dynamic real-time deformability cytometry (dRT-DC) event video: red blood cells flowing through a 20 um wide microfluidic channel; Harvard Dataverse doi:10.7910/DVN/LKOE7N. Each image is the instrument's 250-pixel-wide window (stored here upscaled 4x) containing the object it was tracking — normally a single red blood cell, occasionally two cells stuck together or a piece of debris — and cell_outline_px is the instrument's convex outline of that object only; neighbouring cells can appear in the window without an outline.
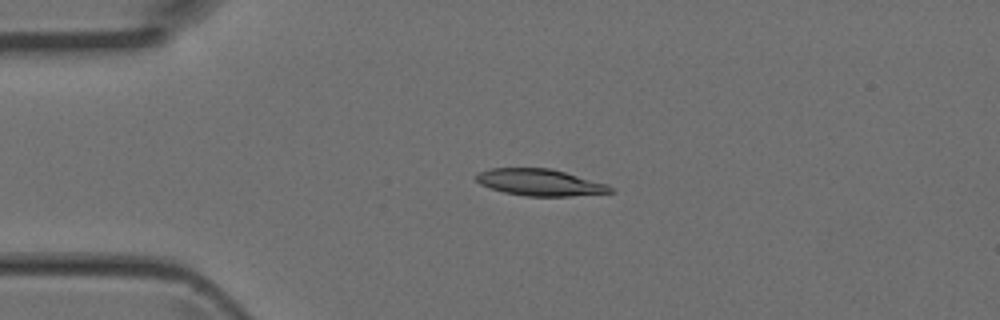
{"species": "Egyptian fruit bat (a non-hibernating species)", "species_latin": "Rousettus aegyptiacus", "temperature_condition": "room temperature", "stored_images_in_passage": 5, "camera_frame_rate_fps": 3000, "um_per_image_px": 0.085, "animal": {"sex": "female"}, "frame": {"image": 1, "passage_image": 3, "time_ms": 0.667, "image_size_px": [1000, 320], "cell_outline_px": [[616, 192], [568, 196], [524, 196], [504, 192], [480, 184], [476, 180], [476, 176], [480, 172], [492, 168], [552, 168], [608, 184]], "centroid_in_image_um": [45.93, 15.5], "position_along_channel_um": 39.1, "area_um2": 20.81}}
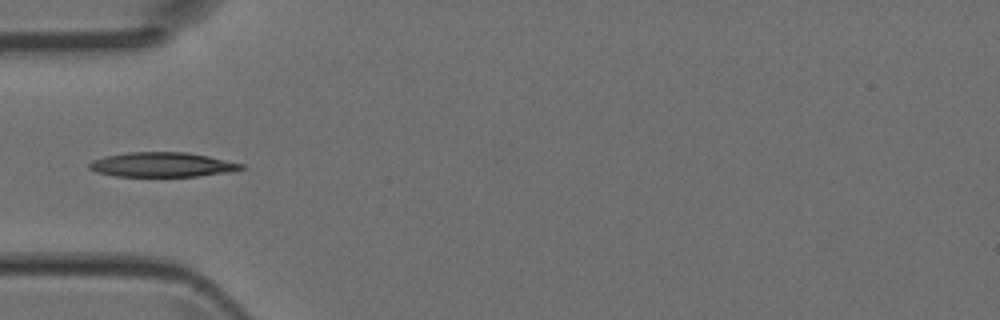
{"frame": {"image": 2, "passage_image": 4, "time_ms": 1.0, "image_size_px": [1000, 320], "cell_outline_px": [[248, 168], [232, 172], [196, 176], [116, 176], [96, 172], [88, 168], [88, 164], [92, 160], [104, 156], [128, 152], [188, 152], [208, 156], [244, 164]], "centroid_in_image_um": [13.81, 13.99], "position_along_channel_um": 71.2, "area_um2": 21.96}}
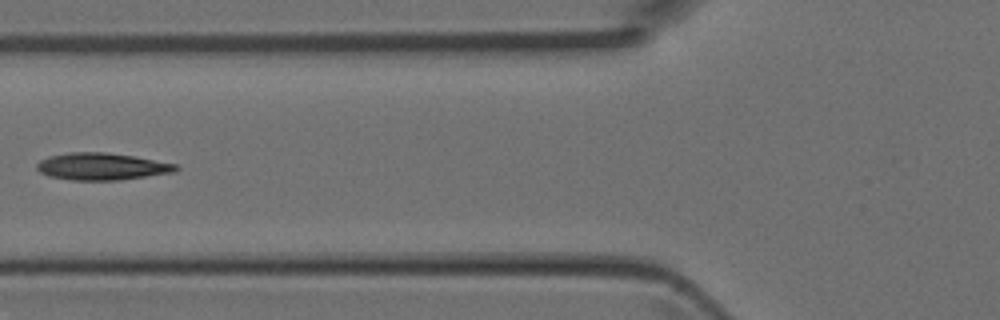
{"frame": {"image": 3, "passage_image": 5, "time_ms": 1.333, "image_size_px": [1000, 320], "cell_outline_px": [[180, 168], [176, 172], [120, 180], [72, 180], [48, 176], [40, 172], [36, 168], [36, 164], [40, 160], [48, 156], [68, 152], [108, 152], [132, 156], [176, 164]], "centroid_in_image_um": [8.63, 14.15], "position_along_channel_um": 117.2, "area_um2": 22.02}}